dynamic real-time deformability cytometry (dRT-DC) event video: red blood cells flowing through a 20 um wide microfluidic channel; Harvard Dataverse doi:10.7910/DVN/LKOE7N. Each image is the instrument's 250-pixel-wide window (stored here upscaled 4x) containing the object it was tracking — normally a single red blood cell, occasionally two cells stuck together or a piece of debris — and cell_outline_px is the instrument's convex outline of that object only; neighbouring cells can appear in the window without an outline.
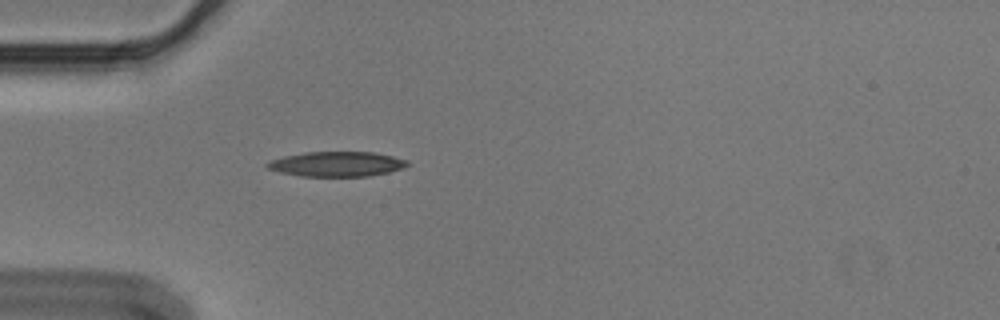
{"species": "Egyptian fruit bat (a non-hibernating species)", "species_latin": "Rousettus aegyptiacus", "temperature_condition": "cold", "stored_images_in_passage": 1, "camera_frame_rate_fps": 3000, "um_per_image_px": 0.085, "animal": {"sex": "male"}, "frame": {"image": 1, "passage_image": 1, "time_ms": 0.0, "image_size_px": [1000, 320], "cell_outline_px": [[408, 164], [404, 168], [388, 172], [368, 176], [304, 176], [280, 172], [268, 168], [264, 164], [272, 160], [284, 156], [304, 152], [376, 152], [408, 160]], "centroid_in_image_um": [28.65, 13.93], "position_along_channel_um": 56.4, "area_um2": 20.23}}